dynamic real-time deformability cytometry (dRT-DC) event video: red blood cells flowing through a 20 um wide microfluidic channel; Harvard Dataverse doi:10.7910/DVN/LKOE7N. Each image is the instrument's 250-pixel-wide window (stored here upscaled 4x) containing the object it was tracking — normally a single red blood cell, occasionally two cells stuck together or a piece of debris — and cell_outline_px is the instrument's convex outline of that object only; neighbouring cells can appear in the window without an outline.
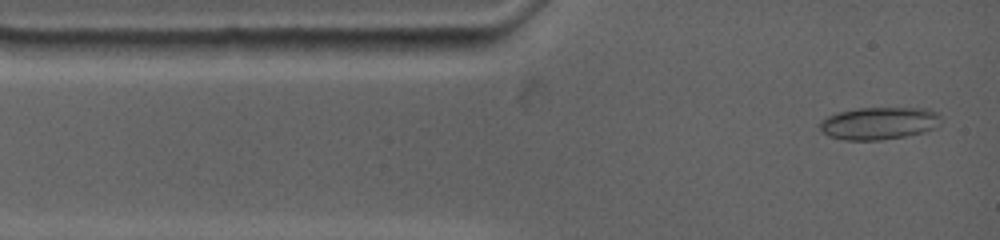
{"species": "common noctule bat (a hibernating species)", "species_latin": "Nyctalus noctula", "temperature_condition": "warm", "stored_images_in_passage": 14, "camera_frame_rate_fps": 4500, "um_per_image_px": 0.085, "animal": {"sex": "female", "body_mass_g": 19.0, "forearm_length_mm": 53.3}, "frame": {"image": 1, "passage_image": 1, "time_ms": 0.0, "image_size_px": [1000, 240], "cell_outline_px": [[940, 124], [936, 128], [924, 132], [904, 136], [880, 140], [844, 140], [828, 136], [820, 128], [820, 120], [836, 112], [856, 108], [928, 108], [936, 112], [940, 116]], "centroid_in_image_um": [74.72, 10.47], "position_along_channel_um": 10.3, "area_um2": 23.06}}
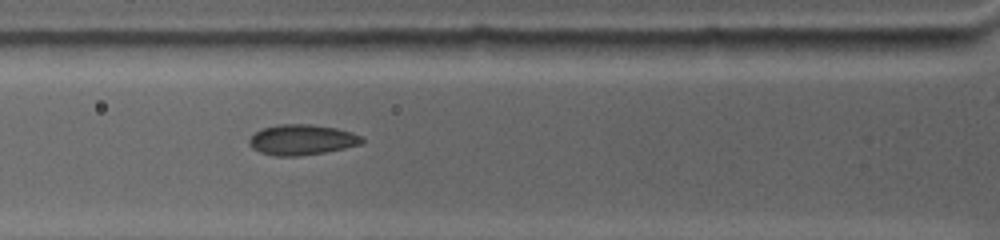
{"frame": {"image": 2, "passage_image": 8, "time_ms": 3.333, "image_size_px": [1000, 240], "cell_outline_px": [[364, 140], [360, 144], [344, 148], [324, 152], [300, 156], [276, 156], [260, 152], [252, 148], [248, 144], [248, 140], [256, 132], [264, 128], [280, 124], [312, 124], [336, 128], [352, 132], [360, 136]], "centroid_in_image_um": [25.64, 11.88], "position_along_channel_um": 100.2, "area_um2": 19.88}}
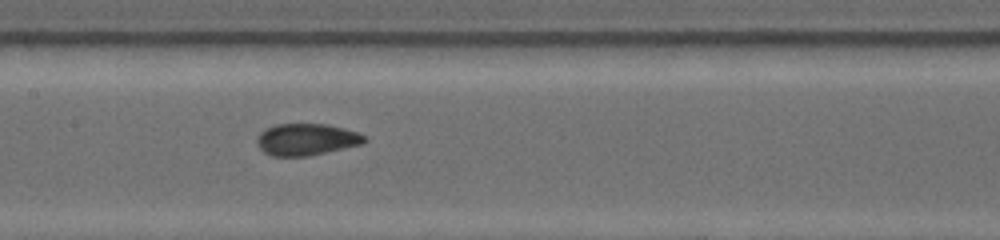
{"frame": {"image": 3, "passage_image": 14, "time_ms": 5.556, "image_size_px": [1000, 240], "cell_outline_px": [[368, 140], [364, 144], [308, 156], [272, 156], [264, 152], [256, 144], [256, 136], [264, 128], [276, 124], [328, 124], [344, 128], [356, 132], [364, 136]], "centroid_in_image_um": [26.02, 11.85], "position_along_channel_um": 181.4, "area_um2": 20.11}}